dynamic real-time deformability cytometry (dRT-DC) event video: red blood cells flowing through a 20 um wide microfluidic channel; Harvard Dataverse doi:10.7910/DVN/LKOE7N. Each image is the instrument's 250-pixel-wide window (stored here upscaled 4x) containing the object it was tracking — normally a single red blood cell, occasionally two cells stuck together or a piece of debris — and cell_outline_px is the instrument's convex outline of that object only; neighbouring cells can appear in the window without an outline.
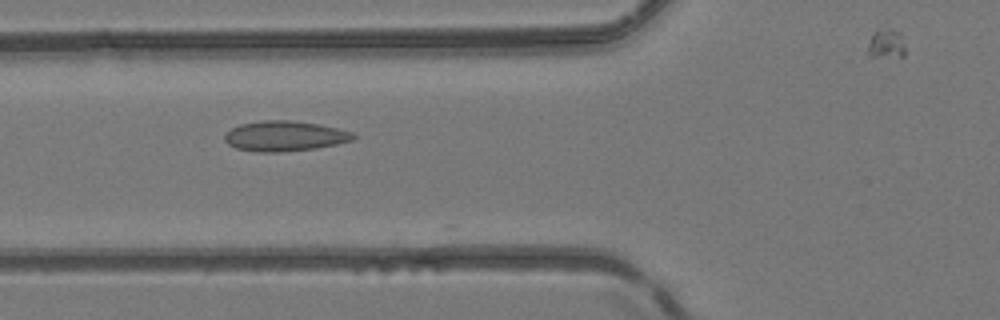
{"species": "common noctule bat (a hibernating species)", "species_latin": "Nyctalus noctula", "temperature_condition": "room temperature", "stored_images_in_passage": 17, "camera_frame_rate_fps": 3000, "um_per_image_px": 0.085, "animal": {"sex": "female", "body_mass_g": 24.6, "forearm_length_mm": 56.2}, "frame": {"image": 1, "passage_image": 14, "time_ms": 4.333, "image_size_px": [1000, 320], "cell_outline_px": [[356, 136], [352, 140], [336, 144], [316, 148], [280, 152], [256, 152], [236, 148], [228, 144], [224, 140], [224, 136], [232, 128], [240, 124], [264, 120], [288, 120], [316, 124], [336, 128], [352, 132]], "centroid_in_image_um": [24.17, 11.57], "position_along_channel_um": 101.6, "area_um2": 22.43}}